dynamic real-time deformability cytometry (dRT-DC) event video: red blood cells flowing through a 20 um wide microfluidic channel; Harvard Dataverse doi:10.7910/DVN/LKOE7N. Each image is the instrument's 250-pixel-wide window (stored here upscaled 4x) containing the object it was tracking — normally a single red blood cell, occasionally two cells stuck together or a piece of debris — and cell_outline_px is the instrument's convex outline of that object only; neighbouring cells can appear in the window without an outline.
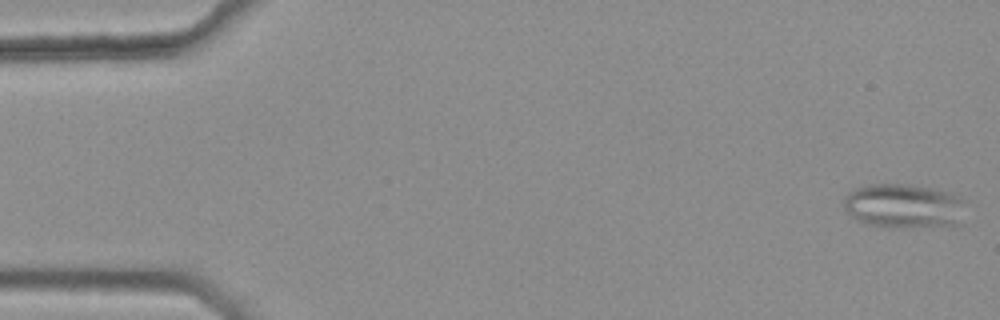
{"species": "common noctule bat (a hibernating species)", "species_latin": "Nyctalus noctula", "temperature_condition": "warm", "stored_images_in_passage": 45, "camera_frame_rate_fps": 3000, "um_per_image_px": 0.085, "animal": {"sex": "female", "body_mass_g": 25.1}, "frame": {"image": 1, "passage_image": 1, "time_ms": 0.0, "image_size_px": [1000, 320], "cell_outline_px": [[964, 200], [960, 224], [868, 224], [852, 216], [844, 208], [844, 200], [848, 192], [864, 184], [908, 184], [932, 188], [952, 192]], "centroid_in_image_um": [76.8, 17.41], "position_along_channel_um": 8.2, "area_um2": 30.11}}
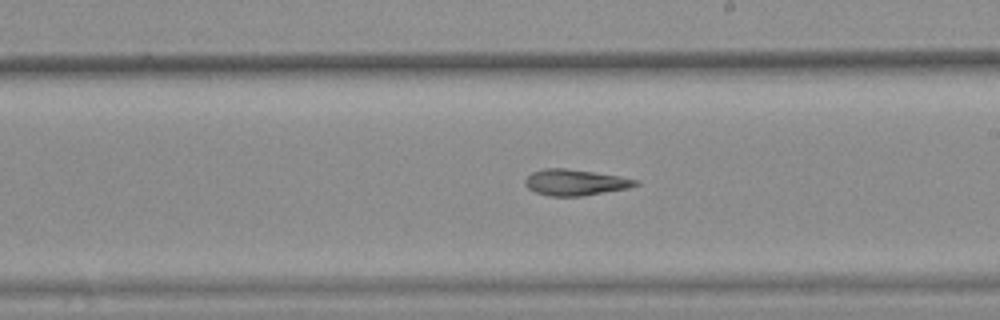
{"frame": {"image": 2, "passage_image": 30, "time_ms": 9.667, "image_size_px": [1000, 320], "cell_outline_px": [[640, 184], [628, 188], [584, 196], [548, 196], [536, 192], [528, 188], [524, 184], [524, 180], [532, 172], [544, 168], [564, 168], [620, 176], [640, 180]], "centroid_in_image_um": [48.9, 15.51], "position_along_channel_um": 240.1, "area_um2": 16.82}}
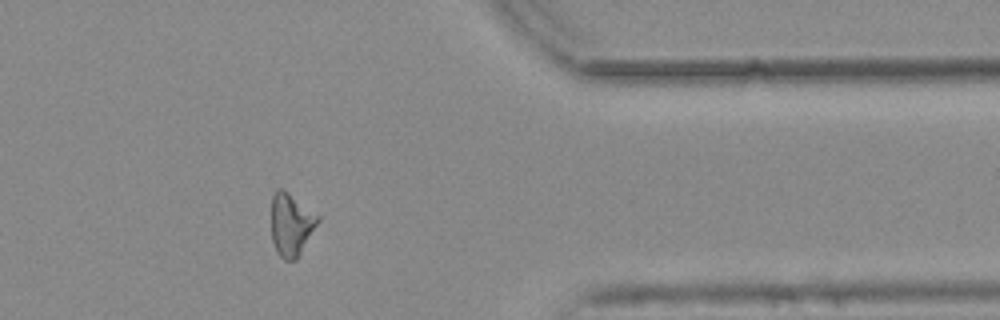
{"frame": {"image": 3, "passage_image": 43, "time_ms": 14.0, "image_size_px": [1000, 320], "cell_outline_px": [[320, 220], [296, 260], [284, 260], [276, 252], [272, 240], [272, 192], [276, 188], [284, 188], [320, 216]], "centroid_in_image_um": [24.74, 19.05], "position_along_channel_um": 386.7, "area_um2": 17.17}, "authors_computed_cell_mechanics": {"area_um2": 17.2822, "velocity_mm_per_s": 3.7941, "shape_relaxation_time_tau1_ms": null, "shape_relaxation_time_tau2_ms": 9.7922, "deformation_change_tau1": null, "deformation_change_tau2": 0.2294}}